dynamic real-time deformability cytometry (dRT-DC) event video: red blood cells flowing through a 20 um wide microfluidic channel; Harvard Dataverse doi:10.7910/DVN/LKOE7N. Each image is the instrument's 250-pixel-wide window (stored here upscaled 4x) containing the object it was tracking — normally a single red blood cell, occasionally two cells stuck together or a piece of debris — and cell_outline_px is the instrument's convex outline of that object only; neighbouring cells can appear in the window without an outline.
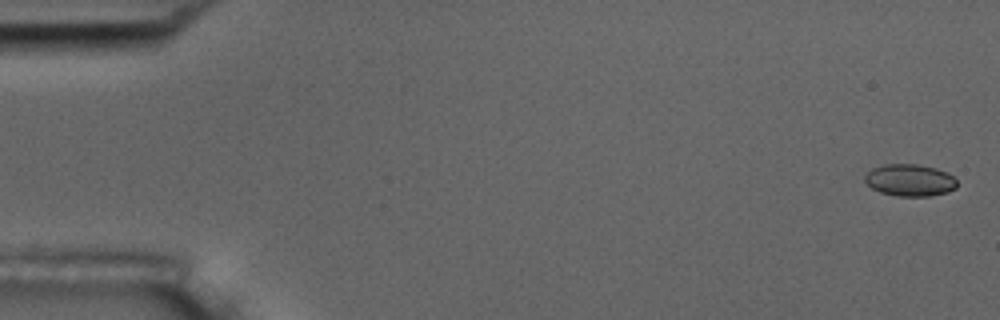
{"species": "common noctule bat (a hibernating species)", "species_latin": "Nyctalus noctula", "temperature_condition": "room temperature", "stored_images_in_passage": 10, "camera_frame_rate_fps": 3000, "um_per_image_px": 0.085, "animal": {"sex": "male", "body_mass_g": 17.5, "forearm_length_mm": 52.3}, "frame": {"image": 1, "passage_image": 1, "time_ms": 0.0, "image_size_px": [1000, 320], "cell_outline_px": [[956, 188], [948, 192], [928, 196], [896, 196], [880, 192], [872, 188], [864, 180], [864, 176], [872, 168], [888, 164], [916, 164], [936, 168], [948, 172], [956, 180]], "centroid_in_image_um": [77.34, 15.32], "position_along_channel_um": 7.7, "area_um2": 17.17}}
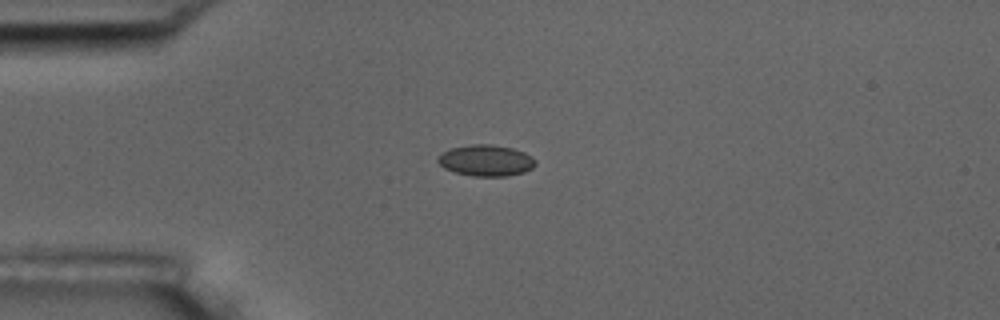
{"frame": {"image": 2, "passage_image": 4, "time_ms": 4.333, "image_size_px": [1000, 320], "cell_outline_px": [[536, 164], [532, 168], [524, 172], [508, 176], [472, 176], [456, 172], [444, 168], [436, 160], [444, 152], [452, 148], [472, 144], [492, 144], [512, 148], [524, 152], [532, 156], [536, 160]], "centroid_in_image_um": [41.35, 13.64], "position_along_channel_um": 43.7, "area_um2": 17.69}}
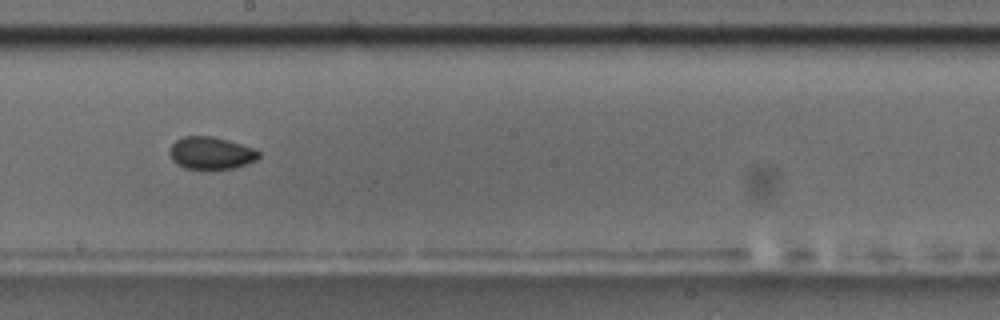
{"frame": {"image": 3, "passage_image": 9, "time_ms": 10.0, "image_size_px": [1000, 320], "cell_outline_px": [[260, 156], [256, 160], [248, 164], [232, 168], [184, 168], [176, 164], [172, 160], [168, 152], [172, 144], [176, 140], [184, 136], [212, 136], [228, 140], [252, 148], [260, 152]], "centroid_in_image_um": [17.91, 13.0], "position_along_channel_um": 230.3, "area_um2": 16.7}}